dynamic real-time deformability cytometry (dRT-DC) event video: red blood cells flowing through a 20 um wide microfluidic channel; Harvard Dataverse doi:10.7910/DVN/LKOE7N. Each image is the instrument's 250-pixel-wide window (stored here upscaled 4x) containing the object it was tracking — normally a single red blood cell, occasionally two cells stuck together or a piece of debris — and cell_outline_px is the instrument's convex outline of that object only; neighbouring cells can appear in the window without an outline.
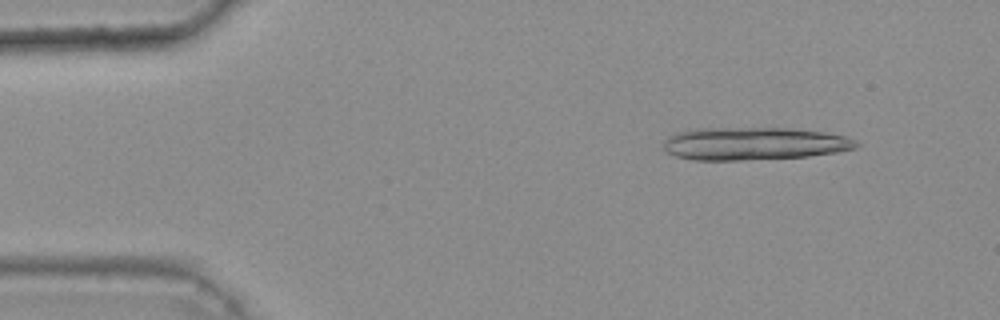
{"species": "common noctule bat (a hibernating species)", "species_latin": "Nyctalus noctula", "temperature_condition": "warm", "stored_images_in_passage": 16, "camera_frame_rate_fps": 3000, "um_per_image_px": 0.085, "animal": {"sex": "female", "body_mass_g": 25.1}, "frame": {"image": 1, "passage_image": 5, "time_ms": 1.333, "image_size_px": [1000, 320], "cell_outline_px": [[860, 144], [856, 148], [836, 152], [808, 156], [740, 160], [692, 160], [676, 156], [668, 152], [664, 148], [664, 140], [668, 136], [676, 132], [696, 128], [792, 128], [824, 132], [844, 136], [856, 140]], "centroid_in_image_um": [64.07, 12.2], "position_along_channel_um": 20.9, "area_um2": 36.88}}